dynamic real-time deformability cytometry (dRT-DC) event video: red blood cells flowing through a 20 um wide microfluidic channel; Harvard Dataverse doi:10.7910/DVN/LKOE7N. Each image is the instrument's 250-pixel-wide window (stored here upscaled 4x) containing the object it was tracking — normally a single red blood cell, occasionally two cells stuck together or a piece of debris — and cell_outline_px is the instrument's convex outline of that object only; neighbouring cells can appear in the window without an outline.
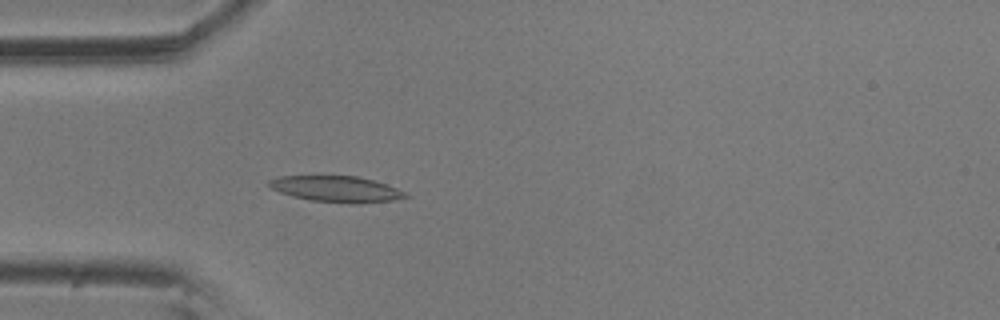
{"species": "common noctule bat (a hibernating species)", "species_latin": "Nyctalus noctula", "temperature_condition": "room temperature", "stored_images_in_passage": 56, "camera_frame_rate_fps": 3000, "um_per_image_px": 0.085, "animal": {"sex": "male", "body_mass_g": 20.5, "forearm_length_mm": 52.5}, "frame": {"image": 1, "passage_image": 16, "time_ms": 5.0, "image_size_px": [1000, 320], "cell_outline_px": [[412, 196], [392, 200], [360, 204], [348, 204], [308, 200], [292, 196], [280, 192], [272, 188], [268, 184], [268, 180], [280, 176], [356, 176], [372, 180], [408, 192]], "centroid_in_image_um": [28.62, 16.08], "position_along_channel_um": 56.4, "area_um2": 20.81}}
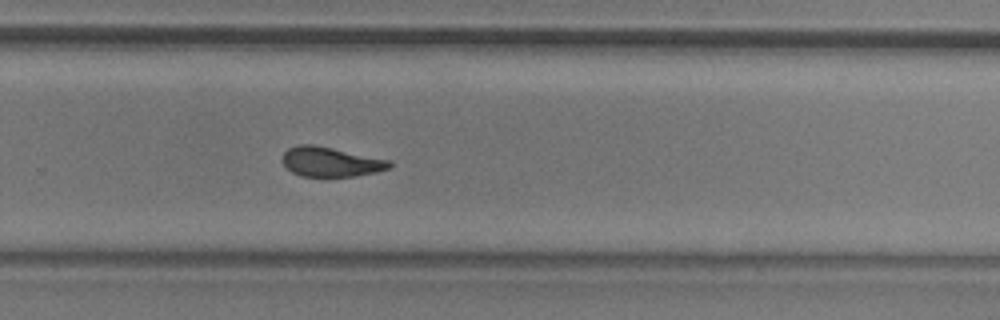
{"frame": {"image": 2, "passage_image": 37, "time_ms": 12.0, "image_size_px": [1000, 320], "cell_outline_px": [[392, 164], [388, 168], [376, 172], [328, 180], [300, 176], [292, 172], [280, 160], [280, 156], [288, 148], [300, 144], [312, 144], [392, 160]], "centroid_in_image_um": [28.06, 13.8], "position_along_channel_um": 301.7, "area_um2": 19.25}}
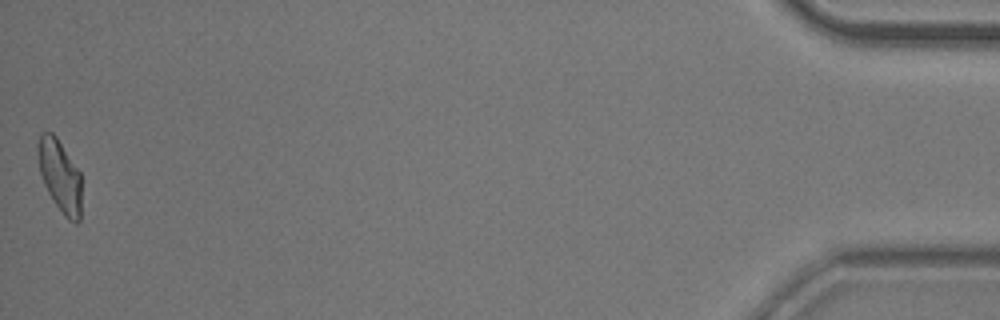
{"frame": {"image": 3, "passage_image": 56, "time_ms": 18.333, "image_size_px": [1000, 320], "cell_outline_px": [[80, 220], [76, 224], [68, 220], [64, 216], [52, 200], [44, 184], [40, 172], [36, 148], [36, 144], [40, 132], [52, 132], [56, 136], [80, 172]], "centroid_in_image_um": [5.06, 14.93], "position_along_channel_um": 430.1, "area_um2": 18.44}, "authors_computed_cell_mechanics": {"area_um2": 19.2185, "velocity_mm_per_s": 3.5531, "shape_relaxation_time_tau1_ms": 7.8971, "shape_relaxation_time_tau2_ms": 2.8133, "deformation_change_tau1": 0.2058, "deformation_change_tau2": 0.101}}